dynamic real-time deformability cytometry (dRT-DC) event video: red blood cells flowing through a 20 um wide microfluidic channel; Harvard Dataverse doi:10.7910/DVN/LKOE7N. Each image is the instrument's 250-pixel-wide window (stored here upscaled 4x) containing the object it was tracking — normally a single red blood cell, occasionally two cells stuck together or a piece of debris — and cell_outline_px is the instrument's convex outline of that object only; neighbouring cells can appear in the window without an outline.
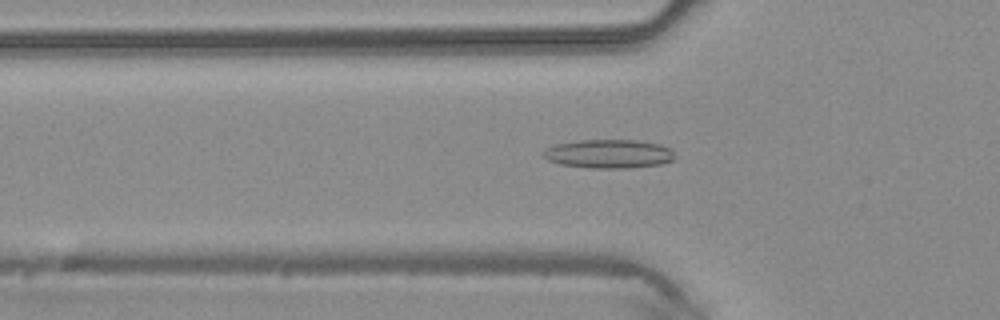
{"species": "common noctule bat (a hibernating species)", "species_latin": "Nyctalus noctula", "temperature_condition": "warm", "stored_images_in_passage": 46, "camera_frame_rate_fps": 3000, "um_per_image_px": 0.085, "animal": {"sex": "male", "body_mass_g": 20.4}, "frame": {"image": 1, "passage_image": 15, "time_ms": 4.667, "image_size_px": [1000, 320], "cell_outline_px": [[676, 156], [672, 160], [660, 164], [628, 168], [588, 168], [560, 164], [548, 160], [540, 156], [540, 152], [544, 148], [556, 144], [580, 140], [640, 140], [660, 144], [672, 148]], "centroid_in_image_um": [51.72, 13.07], "position_along_channel_um": 74.1, "area_um2": 22.43}}
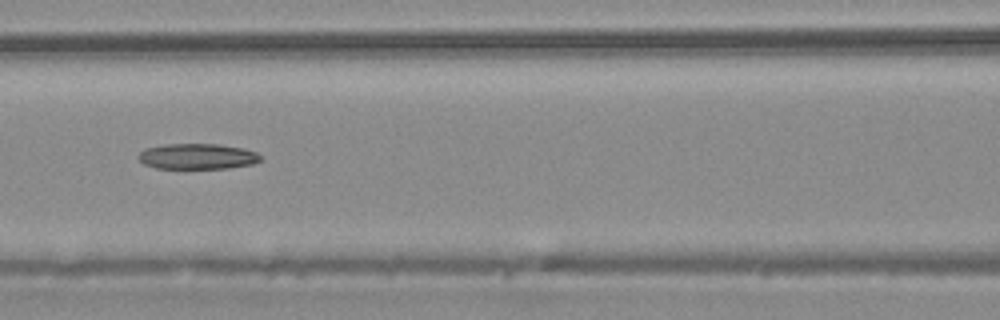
{"frame": {"image": 2, "passage_image": 20, "time_ms": 6.333, "image_size_px": [1000, 320], "cell_outline_px": [[264, 160], [252, 164], [228, 168], [156, 168], [144, 164], [136, 156], [144, 148], [164, 144], [220, 144], [244, 148], [256, 152], [264, 156]], "centroid_in_image_um": [16.82, 13.28], "position_along_channel_um": 149.8, "area_um2": 18.5}}
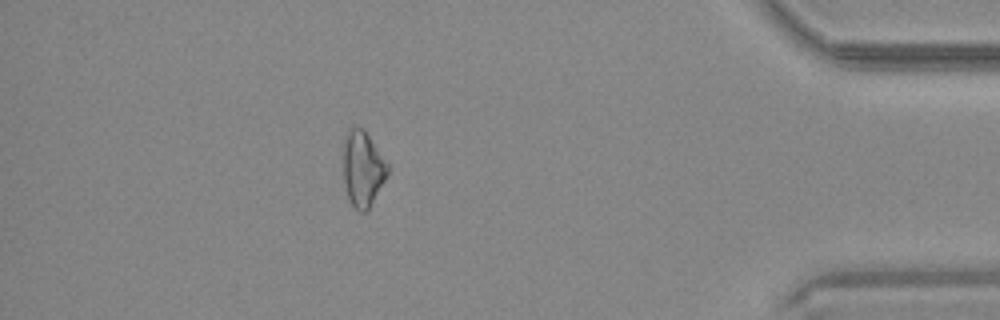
{"frame": {"image": 3, "passage_image": 40, "time_ms": 13.0, "image_size_px": [1000, 320], "cell_outline_px": [[388, 176], [368, 212], [360, 212], [352, 204], [348, 196], [344, 180], [344, 144], [348, 128], [352, 124], [360, 128], [368, 136], [388, 164]], "centroid_in_image_um": [30.85, 14.38], "position_along_channel_um": 404.4, "area_um2": 19.36}}